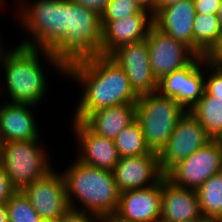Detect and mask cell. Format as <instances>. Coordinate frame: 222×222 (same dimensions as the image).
Listing matches in <instances>:
<instances>
[{"instance_id":"cell-1","label":"cell","mask_w":222,"mask_h":222,"mask_svg":"<svg viewBox=\"0 0 222 222\" xmlns=\"http://www.w3.org/2000/svg\"><path fill=\"white\" fill-rule=\"evenodd\" d=\"M65 78L76 81L81 93L73 120L84 121L92 112L121 104H135L124 70L109 56H91L66 65Z\"/></svg>"},{"instance_id":"cell-2","label":"cell","mask_w":222,"mask_h":222,"mask_svg":"<svg viewBox=\"0 0 222 222\" xmlns=\"http://www.w3.org/2000/svg\"><path fill=\"white\" fill-rule=\"evenodd\" d=\"M41 56L44 59L42 63ZM43 62H47L46 65L51 66L49 68L57 70L65 79L66 66L48 50L17 45L0 51V70H3L4 77L3 81L0 80V89L6 88L3 90L7 91L5 94L8 96L5 98L9 100L6 102L34 106L41 104L43 100L45 102L50 82L47 83L49 76L43 69Z\"/></svg>"},{"instance_id":"cell-3","label":"cell","mask_w":222,"mask_h":222,"mask_svg":"<svg viewBox=\"0 0 222 222\" xmlns=\"http://www.w3.org/2000/svg\"><path fill=\"white\" fill-rule=\"evenodd\" d=\"M60 173L64 178L70 209L86 212L96 218L116 213L121 192L111 171L74 159Z\"/></svg>"},{"instance_id":"cell-4","label":"cell","mask_w":222,"mask_h":222,"mask_svg":"<svg viewBox=\"0 0 222 222\" xmlns=\"http://www.w3.org/2000/svg\"><path fill=\"white\" fill-rule=\"evenodd\" d=\"M18 7L15 19L28 37L18 45L51 51L65 37L66 0H24Z\"/></svg>"},{"instance_id":"cell-5","label":"cell","mask_w":222,"mask_h":222,"mask_svg":"<svg viewBox=\"0 0 222 222\" xmlns=\"http://www.w3.org/2000/svg\"><path fill=\"white\" fill-rule=\"evenodd\" d=\"M101 17L90 8L66 0L65 37L50 51L65 66L71 62L100 55Z\"/></svg>"},{"instance_id":"cell-6","label":"cell","mask_w":222,"mask_h":222,"mask_svg":"<svg viewBox=\"0 0 222 222\" xmlns=\"http://www.w3.org/2000/svg\"><path fill=\"white\" fill-rule=\"evenodd\" d=\"M39 141L41 140L0 143V165L17 191H22L54 169L47 145L43 146V142Z\"/></svg>"},{"instance_id":"cell-7","label":"cell","mask_w":222,"mask_h":222,"mask_svg":"<svg viewBox=\"0 0 222 222\" xmlns=\"http://www.w3.org/2000/svg\"><path fill=\"white\" fill-rule=\"evenodd\" d=\"M136 120L150 151L159 153L168 142L178 120L186 110L177 101L157 91L138 96Z\"/></svg>"},{"instance_id":"cell-8","label":"cell","mask_w":222,"mask_h":222,"mask_svg":"<svg viewBox=\"0 0 222 222\" xmlns=\"http://www.w3.org/2000/svg\"><path fill=\"white\" fill-rule=\"evenodd\" d=\"M222 171V140L212 139L173 166L165 178L172 184L197 190L212 175Z\"/></svg>"},{"instance_id":"cell-9","label":"cell","mask_w":222,"mask_h":222,"mask_svg":"<svg viewBox=\"0 0 222 222\" xmlns=\"http://www.w3.org/2000/svg\"><path fill=\"white\" fill-rule=\"evenodd\" d=\"M157 92L189 111L205 92V59L196 55L186 66L162 77Z\"/></svg>"},{"instance_id":"cell-10","label":"cell","mask_w":222,"mask_h":222,"mask_svg":"<svg viewBox=\"0 0 222 222\" xmlns=\"http://www.w3.org/2000/svg\"><path fill=\"white\" fill-rule=\"evenodd\" d=\"M212 138L189 112L178 120L168 142L158 153L159 166L165 175L173 166L189 157Z\"/></svg>"},{"instance_id":"cell-11","label":"cell","mask_w":222,"mask_h":222,"mask_svg":"<svg viewBox=\"0 0 222 222\" xmlns=\"http://www.w3.org/2000/svg\"><path fill=\"white\" fill-rule=\"evenodd\" d=\"M109 57L124 70L137 96L157 91L158 81L151 70L146 39L125 44L114 50Z\"/></svg>"},{"instance_id":"cell-12","label":"cell","mask_w":222,"mask_h":222,"mask_svg":"<svg viewBox=\"0 0 222 222\" xmlns=\"http://www.w3.org/2000/svg\"><path fill=\"white\" fill-rule=\"evenodd\" d=\"M57 169L22 190L41 219L54 222L69 209L64 178Z\"/></svg>"},{"instance_id":"cell-13","label":"cell","mask_w":222,"mask_h":222,"mask_svg":"<svg viewBox=\"0 0 222 222\" xmlns=\"http://www.w3.org/2000/svg\"><path fill=\"white\" fill-rule=\"evenodd\" d=\"M146 41L151 70L157 81L186 66L196 56L184 43L161 32L154 25L150 28Z\"/></svg>"},{"instance_id":"cell-14","label":"cell","mask_w":222,"mask_h":222,"mask_svg":"<svg viewBox=\"0 0 222 222\" xmlns=\"http://www.w3.org/2000/svg\"><path fill=\"white\" fill-rule=\"evenodd\" d=\"M112 173L120 192L154 186L165 177L159 166L158 154L152 151L145 155L119 158Z\"/></svg>"},{"instance_id":"cell-15","label":"cell","mask_w":222,"mask_h":222,"mask_svg":"<svg viewBox=\"0 0 222 222\" xmlns=\"http://www.w3.org/2000/svg\"><path fill=\"white\" fill-rule=\"evenodd\" d=\"M71 120L78 145L76 160L112 172L120 158L114 141L94 133L83 121Z\"/></svg>"},{"instance_id":"cell-16","label":"cell","mask_w":222,"mask_h":222,"mask_svg":"<svg viewBox=\"0 0 222 222\" xmlns=\"http://www.w3.org/2000/svg\"><path fill=\"white\" fill-rule=\"evenodd\" d=\"M100 55L109 56L117 48L146 39L153 24V14L142 9L119 20L101 21Z\"/></svg>"},{"instance_id":"cell-17","label":"cell","mask_w":222,"mask_h":222,"mask_svg":"<svg viewBox=\"0 0 222 222\" xmlns=\"http://www.w3.org/2000/svg\"><path fill=\"white\" fill-rule=\"evenodd\" d=\"M161 181L143 189L123 191L115 215L128 222H160Z\"/></svg>"},{"instance_id":"cell-18","label":"cell","mask_w":222,"mask_h":222,"mask_svg":"<svg viewBox=\"0 0 222 222\" xmlns=\"http://www.w3.org/2000/svg\"><path fill=\"white\" fill-rule=\"evenodd\" d=\"M5 100L0 108V143L41 139L39 123L34 115L36 106Z\"/></svg>"},{"instance_id":"cell-19","label":"cell","mask_w":222,"mask_h":222,"mask_svg":"<svg viewBox=\"0 0 222 222\" xmlns=\"http://www.w3.org/2000/svg\"><path fill=\"white\" fill-rule=\"evenodd\" d=\"M195 15L193 0H183L160 9L153 16V24L161 32L184 43L193 51Z\"/></svg>"},{"instance_id":"cell-20","label":"cell","mask_w":222,"mask_h":222,"mask_svg":"<svg viewBox=\"0 0 222 222\" xmlns=\"http://www.w3.org/2000/svg\"><path fill=\"white\" fill-rule=\"evenodd\" d=\"M162 201L160 222H184L204 218L196 190L172 184L165 177L161 180Z\"/></svg>"},{"instance_id":"cell-21","label":"cell","mask_w":222,"mask_h":222,"mask_svg":"<svg viewBox=\"0 0 222 222\" xmlns=\"http://www.w3.org/2000/svg\"><path fill=\"white\" fill-rule=\"evenodd\" d=\"M136 119L135 104H121L92 112L83 122L96 134L114 139Z\"/></svg>"},{"instance_id":"cell-22","label":"cell","mask_w":222,"mask_h":222,"mask_svg":"<svg viewBox=\"0 0 222 222\" xmlns=\"http://www.w3.org/2000/svg\"><path fill=\"white\" fill-rule=\"evenodd\" d=\"M189 112L212 139H222V97L210 96L204 92Z\"/></svg>"},{"instance_id":"cell-23","label":"cell","mask_w":222,"mask_h":222,"mask_svg":"<svg viewBox=\"0 0 222 222\" xmlns=\"http://www.w3.org/2000/svg\"><path fill=\"white\" fill-rule=\"evenodd\" d=\"M196 192L203 217L222 221V171L212 175Z\"/></svg>"},{"instance_id":"cell-24","label":"cell","mask_w":222,"mask_h":222,"mask_svg":"<svg viewBox=\"0 0 222 222\" xmlns=\"http://www.w3.org/2000/svg\"><path fill=\"white\" fill-rule=\"evenodd\" d=\"M222 27L216 14H197L193 24V52L203 56L217 42Z\"/></svg>"},{"instance_id":"cell-25","label":"cell","mask_w":222,"mask_h":222,"mask_svg":"<svg viewBox=\"0 0 222 222\" xmlns=\"http://www.w3.org/2000/svg\"><path fill=\"white\" fill-rule=\"evenodd\" d=\"M113 141L120 158L140 156L151 152L136 119L126 126Z\"/></svg>"},{"instance_id":"cell-26","label":"cell","mask_w":222,"mask_h":222,"mask_svg":"<svg viewBox=\"0 0 222 222\" xmlns=\"http://www.w3.org/2000/svg\"><path fill=\"white\" fill-rule=\"evenodd\" d=\"M6 205L9 222H40L42 220L22 191H17Z\"/></svg>"},{"instance_id":"cell-27","label":"cell","mask_w":222,"mask_h":222,"mask_svg":"<svg viewBox=\"0 0 222 222\" xmlns=\"http://www.w3.org/2000/svg\"><path fill=\"white\" fill-rule=\"evenodd\" d=\"M141 10L142 8L132 0H111L100 17L101 21L119 20Z\"/></svg>"},{"instance_id":"cell-28","label":"cell","mask_w":222,"mask_h":222,"mask_svg":"<svg viewBox=\"0 0 222 222\" xmlns=\"http://www.w3.org/2000/svg\"><path fill=\"white\" fill-rule=\"evenodd\" d=\"M205 92L214 97H222V74L205 60Z\"/></svg>"},{"instance_id":"cell-29","label":"cell","mask_w":222,"mask_h":222,"mask_svg":"<svg viewBox=\"0 0 222 222\" xmlns=\"http://www.w3.org/2000/svg\"><path fill=\"white\" fill-rule=\"evenodd\" d=\"M16 192L17 190L12 186L10 178L0 165V204H6Z\"/></svg>"},{"instance_id":"cell-30","label":"cell","mask_w":222,"mask_h":222,"mask_svg":"<svg viewBox=\"0 0 222 222\" xmlns=\"http://www.w3.org/2000/svg\"><path fill=\"white\" fill-rule=\"evenodd\" d=\"M55 222H98V218L87 214L86 212L68 209L61 217Z\"/></svg>"},{"instance_id":"cell-31","label":"cell","mask_w":222,"mask_h":222,"mask_svg":"<svg viewBox=\"0 0 222 222\" xmlns=\"http://www.w3.org/2000/svg\"><path fill=\"white\" fill-rule=\"evenodd\" d=\"M222 0H193L197 14H216Z\"/></svg>"},{"instance_id":"cell-32","label":"cell","mask_w":222,"mask_h":222,"mask_svg":"<svg viewBox=\"0 0 222 222\" xmlns=\"http://www.w3.org/2000/svg\"><path fill=\"white\" fill-rule=\"evenodd\" d=\"M204 59L208 64H222V34L217 42L204 55Z\"/></svg>"},{"instance_id":"cell-33","label":"cell","mask_w":222,"mask_h":222,"mask_svg":"<svg viewBox=\"0 0 222 222\" xmlns=\"http://www.w3.org/2000/svg\"><path fill=\"white\" fill-rule=\"evenodd\" d=\"M72 1L79 4L80 6L90 8L91 10L95 11L97 14L101 16L107 4L111 0H72Z\"/></svg>"},{"instance_id":"cell-34","label":"cell","mask_w":222,"mask_h":222,"mask_svg":"<svg viewBox=\"0 0 222 222\" xmlns=\"http://www.w3.org/2000/svg\"><path fill=\"white\" fill-rule=\"evenodd\" d=\"M135 2L138 6H140L142 9L151 12L154 16V3L155 0H132Z\"/></svg>"},{"instance_id":"cell-35","label":"cell","mask_w":222,"mask_h":222,"mask_svg":"<svg viewBox=\"0 0 222 222\" xmlns=\"http://www.w3.org/2000/svg\"><path fill=\"white\" fill-rule=\"evenodd\" d=\"M183 0H155L154 3V15L162 8L167 7Z\"/></svg>"},{"instance_id":"cell-36","label":"cell","mask_w":222,"mask_h":222,"mask_svg":"<svg viewBox=\"0 0 222 222\" xmlns=\"http://www.w3.org/2000/svg\"><path fill=\"white\" fill-rule=\"evenodd\" d=\"M98 222H128L120 219L115 214L98 218Z\"/></svg>"},{"instance_id":"cell-37","label":"cell","mask_w":222,"mask_h":222,"mask_svg":"<svg viewBox=\"0 0 222 222\" xmlns=\"http://www.w3.org/2000/svg\"><path fill=\"white\" fill-rule=\"evenodd\" d=\"M0 222H9L6 204H0Z\"/></svg>"},{"instance_id":"cell-38","label":"cell","mask_w":222,"mask_h":222,"mask_svg":"<svg viewBox=\"0 0 222 222\" xmlns=\"http://www.w3.org/2000/svg\"><path fill=\"white\" fill-rule=\"evenodd\" d=\"M216 16L218 17V20H219L220 25L222 27V1H221V4L217 10Z\"/></svg>"},{"instance_id":"cell-39","label":"cell","mask_w":222,"mask_h":222,"mask_svg":"<svg viewBox=\"0 0 222 222\" xmlns=\"http://www.w3.org/2000/svg\"><path fill=\"white\" fill-rule=\"evenodd\" d=\"M208 220L206 218H197V219H190L184 222H207Z\"/></svg>"},{"instance_id":"cell-40","label":"cell","mask_w":222,"mask_h":222,"mask_svg":"<svg viewBox=\"0 0 222 222\" xmlns=\"http://www.w3.org/2000/svg\"><path fill=\"white\" fill-rule=\"evenodd\" d=\"M210 65L214 66L222 74V64H210Z\"/></svg>"},{"instance_id":"cell-41","label":"cell","mask_w":222,"mask_h":222,"mask_svg":"<svg viewBox=\"0 0 222 222\" xmlns=\"http://www.w3.org/2000/svg\"><path fill=\"white\" fill-rule=\"evenodd\" d=\"M2 37H1V34H0V51L3 49V47H4V44H3V40L1 39Z\"/></svg>"},{"instance_id":"cell-42","label":"cell","mask_w":222,"mask_h":222,"mask_svg":"<svg viewBox=\"0 0 222 222\" xmlns=\"http://www.w3.org/2000/svg\"><path fill=\"white\" fill-rule=\"evenodd\" d=\"M5 2V0H0V7H2V5L4 6Z\"/></svg>"},{"instance_id":"cell-43","label":"cell","mask_w":222,"mask_h":222,"mask_svg":"<svg viewBox=\"0 0 222 222\" xmlns=\"http://www.w3.org/2000/svg\"><path fill=\"white\" fill-rule=\"evenodd\" d=\"M40 222H54V221H50V220H41Z\"/></svg>"},{"instance_id":"cell-44","label":"cell","mask_w":222,"mask_h":222,"mask_svg":"<svg viewBox=\"0 0 222 222\" xmlns=\"http://www.w3.org/2000/svg\"><path fill=\"white\" fill-rule=\"evenodd\" d=\"M207 222H222V221L208 220Z\"/></svg>"}]
</instances>
